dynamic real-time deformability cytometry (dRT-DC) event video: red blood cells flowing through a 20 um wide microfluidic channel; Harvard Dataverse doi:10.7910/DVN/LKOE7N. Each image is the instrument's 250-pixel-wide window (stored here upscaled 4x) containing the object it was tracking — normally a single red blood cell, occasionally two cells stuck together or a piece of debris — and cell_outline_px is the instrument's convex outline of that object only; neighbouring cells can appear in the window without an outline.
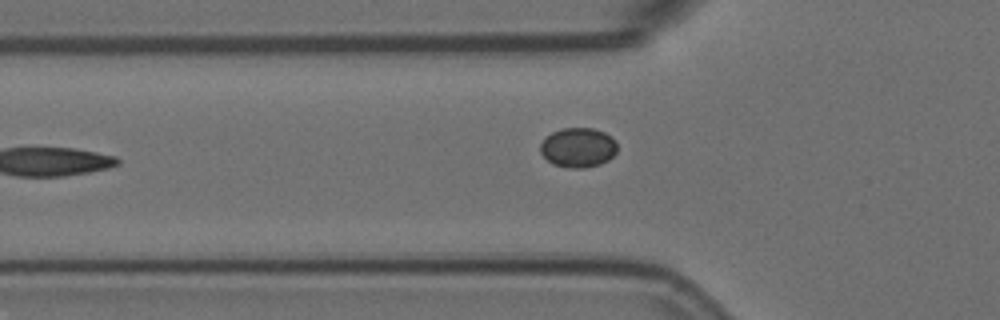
{"species": "Egyptian fruit bat (a non-hibernating species)", "species_latin": "Rousettus aegyptiacus", "temperature_condition": "room temperature", "stored_images_in_passage": 6, "camera_frame_rate_fps": 3000, "um_per_image_px": 0.085, "animal": {"sex": "female"}, "frame": {"image": 1, "passage_image": 5, "time_ms": 1.333, "image_size_px": [1000, 320], "cell_outline_px": [[616, 152], [608, 160], [600, 164], [584, 168], [572, 168], [552, 164], [540, 152], [540, 144], [552, 132], [560, 128], [592, 128], [604, 132], [616, 140]], "centroid_in_image_um": [49.14, 12.54], "position_along_channel_um": 76.7, "area_um2": 17.69}}
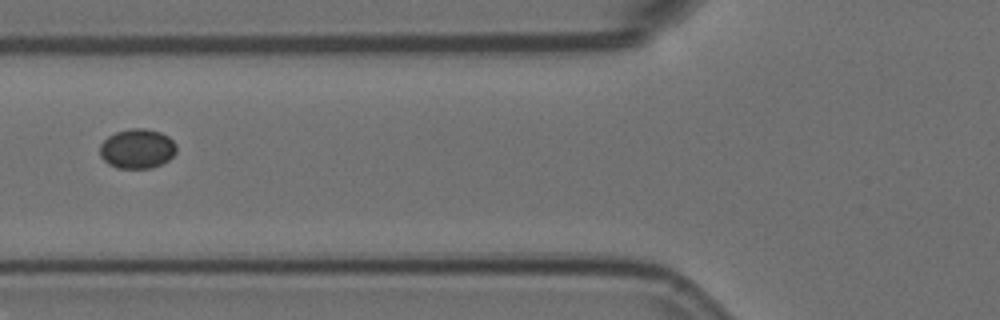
{"frame": {"image": 2, "passage_image": 6, "time_ms": 1.667, "image_size_px": [1000, 320], "cell_outline_px": [[176, 152], [168, 160], [152, 168], [116, 168], [108, 164], [100, 156], [100, 144], [108, 136], [116, 132], [132, 128], [144, 128], [160, 132], [168, 136], [176, 144]], "centroid_in_image_um": [11.65, 12.64], "position_along_channel_um": 114.1, "area_um2": 17.69}}